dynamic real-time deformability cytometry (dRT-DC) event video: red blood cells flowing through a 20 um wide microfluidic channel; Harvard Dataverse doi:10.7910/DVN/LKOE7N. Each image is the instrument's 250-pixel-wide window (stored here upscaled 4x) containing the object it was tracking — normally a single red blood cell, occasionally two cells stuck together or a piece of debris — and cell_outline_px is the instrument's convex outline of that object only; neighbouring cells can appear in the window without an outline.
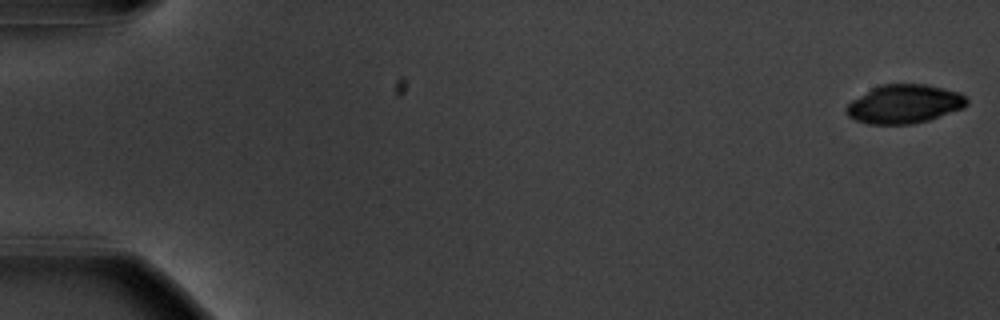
{"species": "common noctule bat (a hibernating species)", "species_latin": "Nyctalus noctula", "temperature_condition": "warm", "stored_images_in_passage": 56, "camera_frame_rate_fps": 3000, "um_per_image_px": 0.085, "animal": {"sex": "male", "body_mass_g": 20.1, "forearm_length_mm": 53.5}, "frame": {"image": 1, "passage_image": 1, "time_ms": 0.0, "image_size_px": [1000, 320], "cell_outline_px": [[968, 104], [964, 108], [928, 120], [912, 124], [868, 124], [856, 120], [848, 116], [844, 112], [844, 108], [852, 100], [872, 88], [880, 84], [924, 84], [944, 88], [960, 92], [968, 100]], "centroid_in_image_um": [76.86, 8.84], "position_along_channel_um": 8.1, "area_um2": 27.28}}
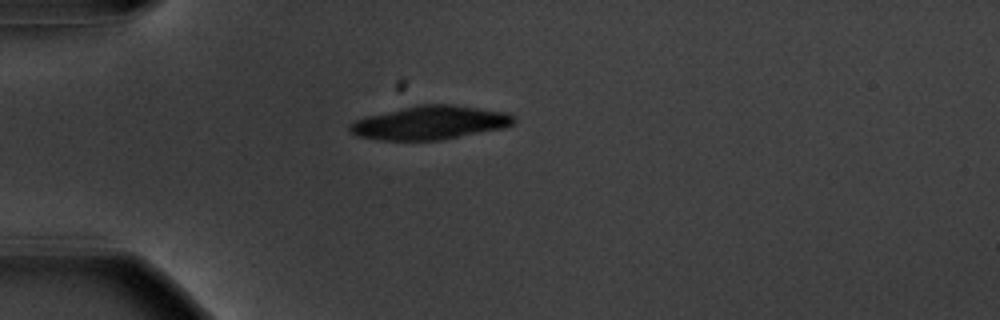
{"frame": {"image": 2, "passage_image": 16, "time_ms": 5.0, "image_size_px": [1000, 320], "cell_outline_px": [[516, 120], [512, 124], [504, 128], [440, 140], [376, 140], [356, 136], [348, 128], [356, 120], [368, 116], [416, 104], [452, 104], [508, 112], [516, 116]], "centroid_in_image_um": [36.59, 10.42], "position_along_channel_um": 48.4, "area_um2": 32.19}}
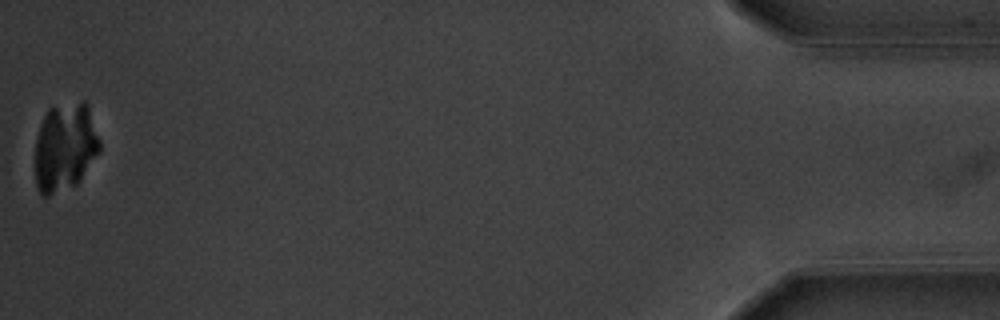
{"frame": {"image": 3, "passage_image": 56, "time_ms": 18.333, "image_size_px": [1000, 320], "cell_outline_px": [[100, 152], [76, 184], [48, 196], [44, 196], [40, 192], [36, 184], [36, 140], [44, 116], [48, 108], [84, 100], [88, 104], [100, 140]], "centroid_in_image_um": [5.55, 12.48], "position_along_channel_um": 429.7, "area_um2": 33.06}}